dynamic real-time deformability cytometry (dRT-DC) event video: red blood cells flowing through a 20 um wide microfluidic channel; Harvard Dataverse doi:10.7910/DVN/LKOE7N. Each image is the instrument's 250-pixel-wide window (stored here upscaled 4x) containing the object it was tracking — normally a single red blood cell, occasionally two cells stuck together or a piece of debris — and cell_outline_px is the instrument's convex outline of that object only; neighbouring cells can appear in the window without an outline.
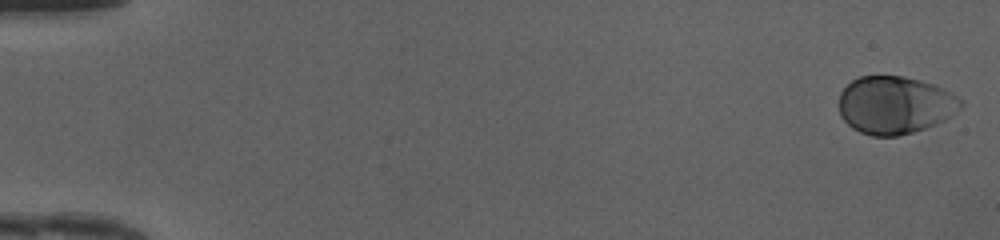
{"species": "human", "species_latin": "Homo sapiens", "temperature_condition": "cold", "stored_images_in_passage": 49, "camera_frame_rate_fps": 3000, "um_per_image_px": 0.085, "donor": {"sex": "female"}, "frame": {"image": 1, "passage_image": 1, "time_ms": 0.0, "image_size_px": [1000, 240], "cell_outline_px": [[964, 104], [952, 116], [936, 124], [912, 132], [896, 136], [872, 136], [860, 132], [852, 128], [840, 116], [840, 92], [852, 80], [860, 76], [904, 76], [936, 84], [952, 92], [964, 100]], "centroid_in_image_um": [76.11, 8.92], "position_along_channel_um": 8.9, "area_um2": 41.27}}
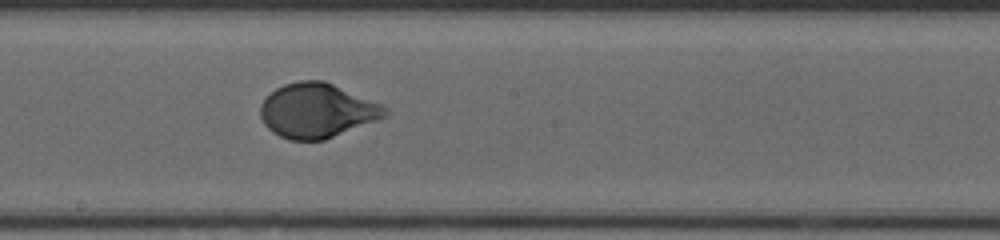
{"frame": {"image": 2, "passage_image": 28, "time_ms": 9.0, "image_size_px": [1000, 240], "cell_outline_px": [[388, 116], [324, 140], [288, 140], [272, 132], [264, 124], [260, 116], [260, 104], [276, 88], [284, 84], [300, 80], [324, 80], [384, 104], [388, 108]], "centroid_in_image_um": [26.97, 9.39], "position_along_channel_um": 221.2, "area_um2": 39.82}}
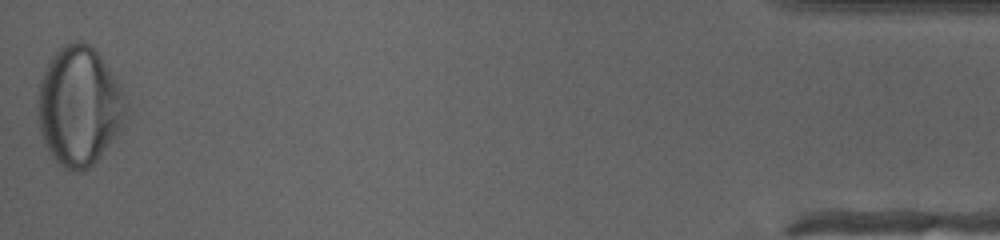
{"frame": {"image": 3, "passage_image": 49, "time_ms": 16.0, "image_size_px": [1000, 240], "cell_outline_px": [[124, 124], [100, 156], [88, 168], [80, 172], [72, 172], [64, 168], [48, 152], [44, 144], [36, 112], [36, 100], [44, 68], [52, 56], [64, 44], [72, 40], [80, 40], [88, 44], [100, 56], [120, 84], [124, 104]], "centroid_in_image_um": [6.68, 9.02], "position_along_channel_um": 428.5, "area_um2": 60.98}, "authors_computed_cell_mechanics": {"area_um2": 39.7664, "velocity_mm_per_s": 4.1808, "shape_relaxation_time_tau1_ms": 3.9391, "shape_relaxation_time_tau2_ms": null, "deformation_change_tau1": 0.1706, "deformation_change_tau2": null}}